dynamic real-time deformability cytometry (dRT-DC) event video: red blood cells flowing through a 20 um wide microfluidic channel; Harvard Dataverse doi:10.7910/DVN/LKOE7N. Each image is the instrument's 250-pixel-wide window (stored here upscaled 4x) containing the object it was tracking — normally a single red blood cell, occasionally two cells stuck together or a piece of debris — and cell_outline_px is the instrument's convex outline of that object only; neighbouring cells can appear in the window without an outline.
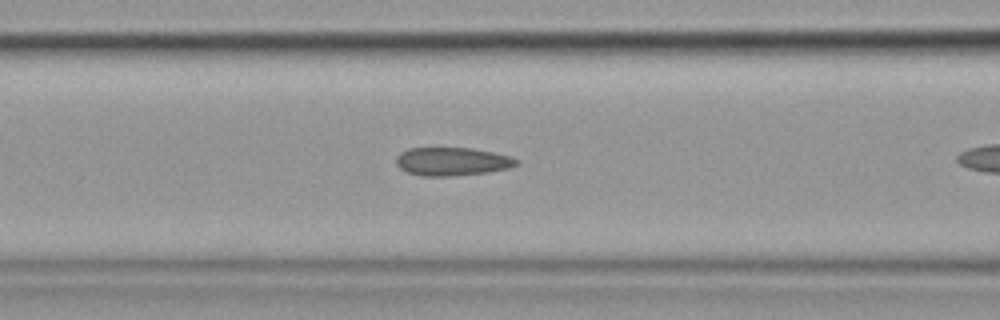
{"species": "common noctule bat (a hibernating species)", "species_latin": "Nyctalus noctula", "temperature_condition": "cold", "stored_images_in_passage": 30, "camera_frame_rate_fps": 3000, "um_per_image_px": 0.085, "animal": {"sex": "female", "body_mass_g": 19.9}, "frame": {"image": 1, "passage_image": 9, "time_ms": 2.667, "image_size_px": [1000, 320], "cell_outline_px": [[520, 160], [516, 164], [508, 168], [488, 172], [448, 176], [420, 176], [408, 172], [400, 168], [396, 164], [396, 156], [400, 152], [408, 148], [472, 148], [492, 152], [508, 156]], "centroid_in_image_um": [38.38, 13.72], "position_along_channel_um": 128.2, "area_um2": 19.71}}
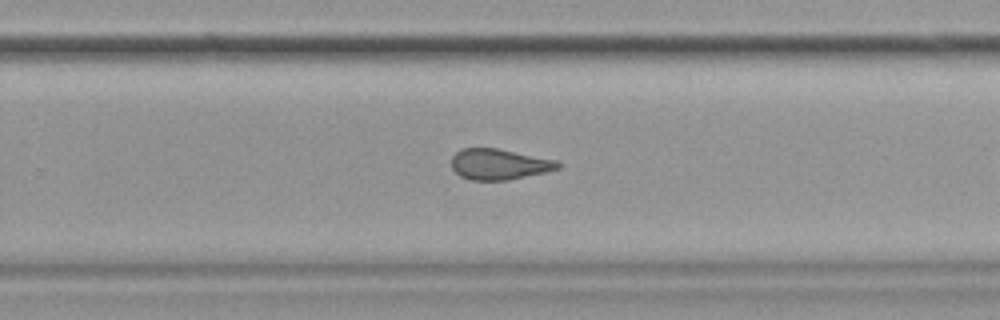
{"frame": {"image": 2, "passage_image": 22, "time_ms": 7.0, "image_size_px": [1000, 320], "cell_outline_px": [[560, 168], [548, 172], [508, 180], [472, 180], [460, 176], [452, 168], [452, 156], [460, 148], [496, 148], [556, 160], [560, 164]], "centroid_in_image_um": [42.42, 13.96], "position_along_channel_um": 287.4, "area_um2": 19.07}}